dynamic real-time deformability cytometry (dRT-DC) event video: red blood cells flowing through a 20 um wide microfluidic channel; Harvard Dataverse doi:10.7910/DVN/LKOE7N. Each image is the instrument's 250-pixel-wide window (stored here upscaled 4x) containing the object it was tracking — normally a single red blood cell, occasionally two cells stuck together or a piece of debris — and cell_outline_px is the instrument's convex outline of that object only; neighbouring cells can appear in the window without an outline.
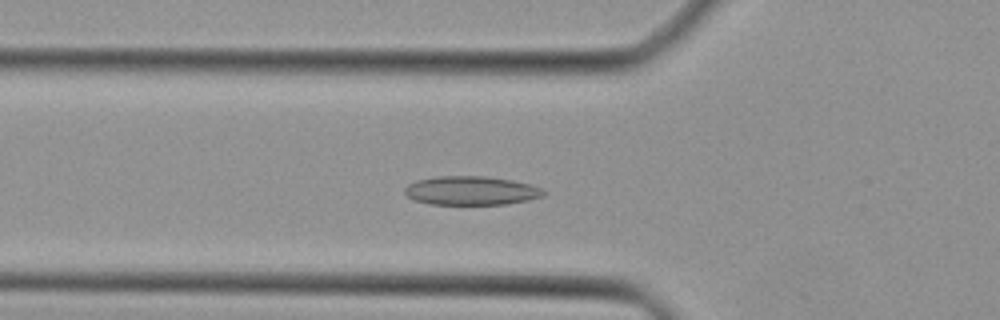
{"species": "Egyptian fruit bat (a non-hibernating species)", "species_latin": "Rousettus aegyptiacus", "temperature_condition": "cold", "stored_images_in_passage": 12, "camera_frame_rate_fps": 3000, "um_per_image_px": 0.085, "animal": {"sex": "female"}, "frame": {"image": 1, "passage_image": 5, "time_ms": 1.333, "image_size_px": [1000, 320], "cell_outline_px": [[544, 196], [528, 200], [508, 204], [432, 204], [416, 200], [408, 196], [404, 192], [404, 188], [408, 184], [416, 180], [436, 176], [484, 176], [512, 180], [528, 184], [540, 188], [544, 192]], "centroid_in_image_um": [40.03, 16.2], "position_along_channel_um": 85.8, "area_um2": 23.18}}
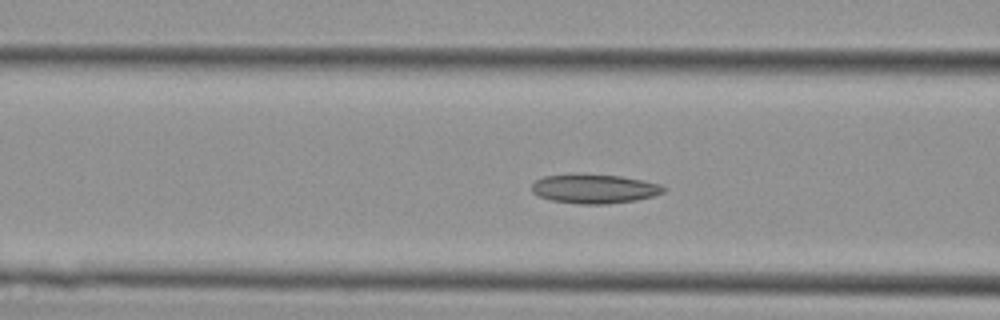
{"frame": {"image": 2, "passage_image": 7, "time_ms": 2.0, "image_size_px": [1000, 320], "cell_outline_px": [[664, 192], [652, 196], [636, 200], [608, 204], [580, 204], [552, 200], [540, 196], [532, 192], [532, 184], [536, 180], [544, 176], [572, 172], [620, 176], [660, 184], [664, 188]], "centroid_in_image_um": [50.47, 16.02], "position_along_channel_um": 116.1, "area_um2": 22.6}}
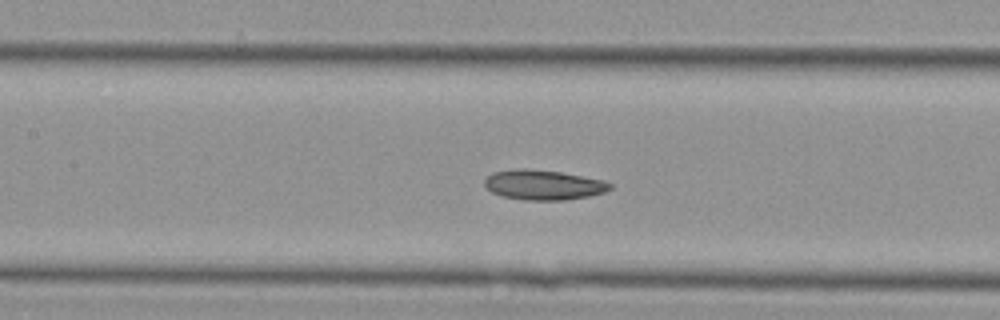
{"frame": {"image": 3, "passage_image": 10, "time_ms": 3.0, "image_size_px": [1000, 320], "cell_outline_px": [[612, 188], [604, 192], [588, 196], [564, 200], [524, 200], [504, 196], [492, 192], [484, 184], [484, 180], [492, 172], [516, 168], [528, 168], [560, 172], [604, 180], [612, 184]], "centroid_in_image_um": [46.19, 15.7], "position_along_channel_um": 161.2, "area_um2": 21.85}}